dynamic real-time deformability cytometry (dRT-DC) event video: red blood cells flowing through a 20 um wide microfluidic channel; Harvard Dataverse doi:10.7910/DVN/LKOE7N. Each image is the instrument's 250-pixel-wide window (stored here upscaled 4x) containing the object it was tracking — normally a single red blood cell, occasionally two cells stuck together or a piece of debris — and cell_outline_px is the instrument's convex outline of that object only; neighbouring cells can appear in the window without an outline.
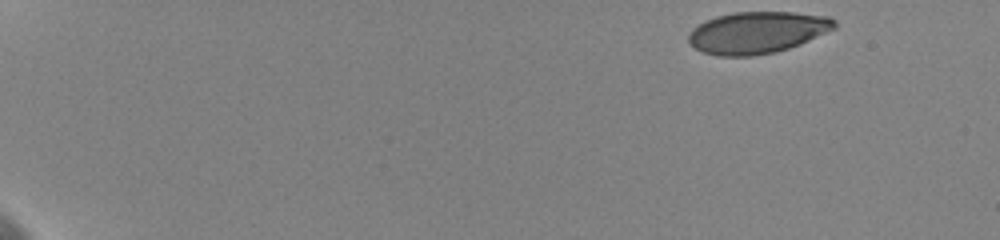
{"species": "human", "species_latin": "Homo sapiens", "temperature_condition": "cold", "stored_images_in_passage": 19, "camera_frame_rate_fps": 3000, "um_per_image_px": 0.085, "donor": {"sex": "female"}, "frame": {"image": 1, "passage_image": 1, "time_ms": 0.0, "image_size_px": [1000, 240], "cell_outline_px": [[836, 28], [788, 48], [776, 52], [752, 56], [716, 56], [704, 52], [696, 48], [688, 40], [688, 36], [692, 28], [716, 16], [732, 12], [792, 12], [828, 16], [836, 20]], "centroid_in_image_um": [64.36, 2.76], "position_along_channel_um": 20.6, "area_um2": 35.32}}
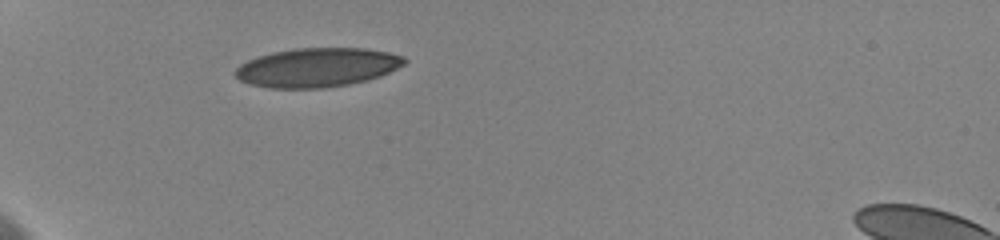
{"frame": {"image": 2, "passage_image": 18, "time_ms": 4.667, "image_size_px": [1000, 240], "cell_outline_px": [[408, 60], [404, 64], [380, 76], [368, 80], [348, 84], [324, 88], [268, 88], [252, 84], [240, 80], [232, 72], [240, 64], [256, 56], [272, 52], [292, 48], [364, 48], [388, 52], [404, 56]], "centroid_in_image_um": [26.94, 5.72], "position_along_channel_um": 58.1, "area_um2": 38.61}}